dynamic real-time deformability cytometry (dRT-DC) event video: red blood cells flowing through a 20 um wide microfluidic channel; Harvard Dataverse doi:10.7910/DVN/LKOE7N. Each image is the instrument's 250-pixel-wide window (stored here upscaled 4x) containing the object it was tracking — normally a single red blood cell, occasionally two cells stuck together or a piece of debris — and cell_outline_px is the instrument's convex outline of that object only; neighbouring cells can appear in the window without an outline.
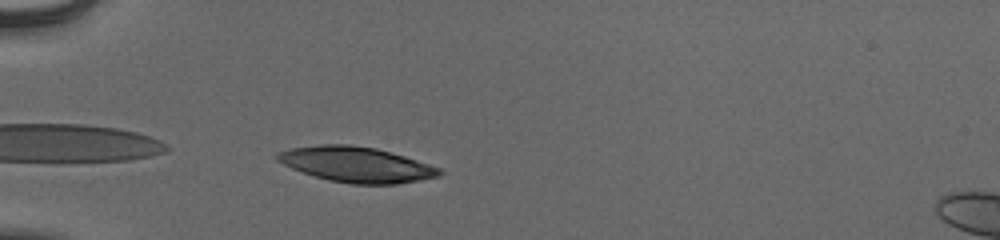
{"species": "human", "species_latin": "Homo sapiens", "temperature_condition": "cold", "stored_images_in_passage": 38, "camera_frame_rate_fps": 3000, "um_per_image_px": 0.085, "donor": {"sex": "male"}, "frame": {"image": 1, "passage_image": 1, "time_ms": 0.0, "image_size_px": [1000, 240], "cell_outline_px": [[444, 172], [436, 176], [420, 180], [396, 184], [352, 184], [328, 180], [292, 168], [276, 160], [276, 156], [280, 152], [292, 148], [324, 144], [348, 144], [376, 148], [404, 156], [440, 168]], "centroid_in_image_um": [30.3, 13.98], "position_along_channel_um": 54.7, "area_um2": 32.95}}
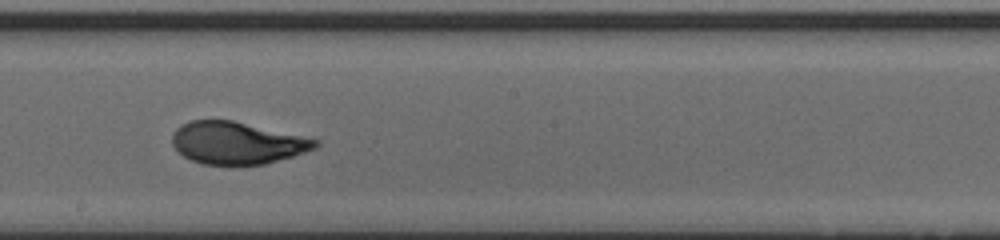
{"frame": {"image": 2, "passage_image": 16, "time_ms": 5.0, "image_size_px": [1000, 240], "cell_outline_px": [[320, 144], [316, 148], [292, 156], [264, 164], [204, 164], [192, 160], [184, 156], [172, 144], [172, 136], [176, 128], [180, 124], [188, 120], [232, 120], [320, 140]], "centroid_in_image_um": [20.14, 12.13], "position_along_channel_um": 228.1, "area_um2": 34.91}}
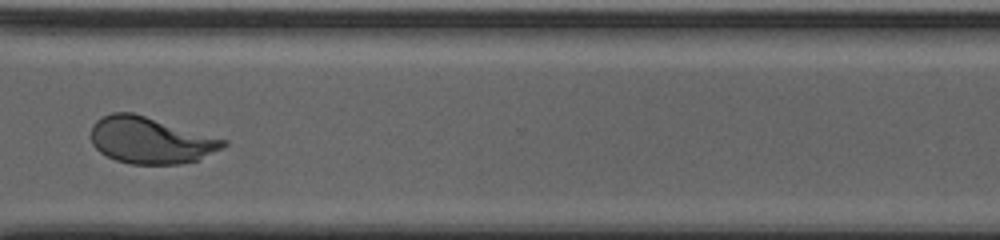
{"frame": {"image": 3, "passage_image": 26, "time_ms": 8.333, "image_size_px": [1000, 240], "cell_outline_px": [[228, 144], [200, 160], [180, 164], [132, 164], [116, 160], [100, 152], [92, 144], [92, 124], [96, 120], [112, 112], [132, 112], [228, 140]], "centroid_in_image_um": [12.81, 11.93], "position_along_channel_um": 357.8, "area_um2": 35.84}, "authors_computed_cell_mechanics": {"area_um2": 35.5181, "velocity_mm_per_s": 3.8674, "shape_relaxation_time_tau1_ms": 5.5385, "shape_relaxation_time_tau2_ms": 1.2168, "deformation_change_tau1": 0.2148, "deformation_change_tau2": 0.0726}}